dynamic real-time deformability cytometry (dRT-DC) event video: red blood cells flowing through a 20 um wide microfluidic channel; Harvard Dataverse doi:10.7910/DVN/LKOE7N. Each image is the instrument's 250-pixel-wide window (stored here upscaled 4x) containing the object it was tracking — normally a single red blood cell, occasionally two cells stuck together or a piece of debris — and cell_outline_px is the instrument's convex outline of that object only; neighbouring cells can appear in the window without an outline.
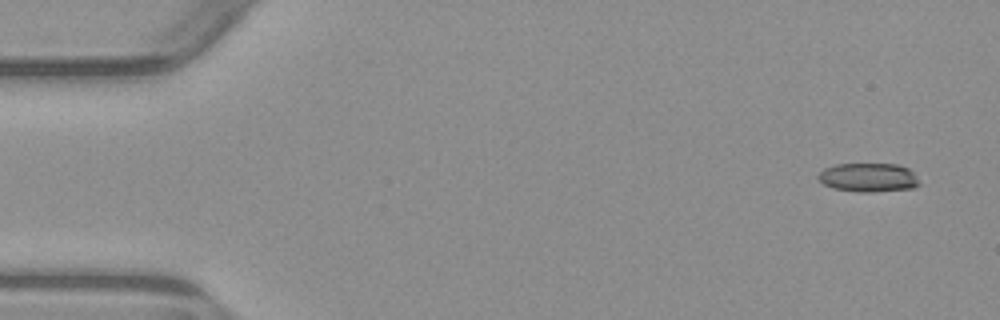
{"species": "common noctule bat (a hibernating species)", "species_latin": "Nyctalus noctula", "temperature_condition": "warm", "stored_images_in_passage": 5, "camera_frame_rate_fps": 3000, "um_per_image_px": 0.085, "animal": {"sex": "male", "body_mass_g": 23.1, "forearm_length_mm": 52.7}, "frame": {"image": 1, "passage_image": 1, "time_ms": 0.0, "image_size_px": [1000, 320], "cell_outline_px": [[920, 184], [912, 188], [872, 192], [860, 192], [832, 188], [824, 184], [816, 176], [824, 168], [836, 164], [896, 164], [908, 168], [916, 176]], "centroid_in_image_um": [73.8, 15.08], "position_along_channel_um": 11.2, "area_um2": 16.94}}
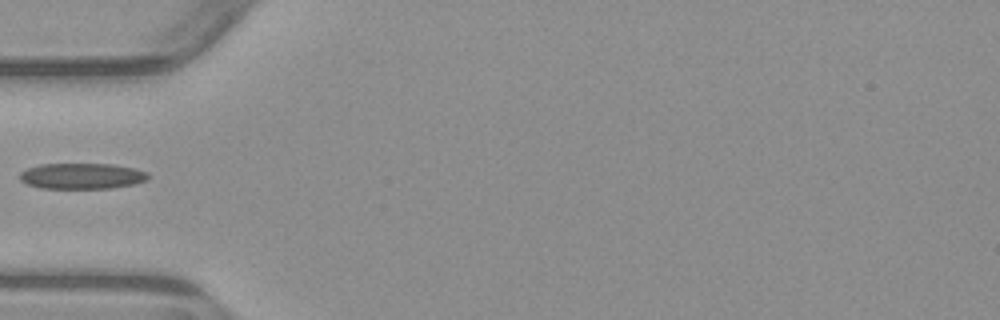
{"frame": {"image": 2, "passage_image": 4, "time_ms": 5.0, "image_size_px": [1000, 320], "cell_outline_px": [[148, 176], [144, 180], [132, 184], [108, 188], [40, 188], [28, 184], [20, 180], [20, 172], [28, 168], [40, 164], [112, 164], [136, 168], [148, 172]], "centroid_in_image_um": [6.94, 14.95], "position_along_channel_um": 78.1, "area_um2": 19.13}}
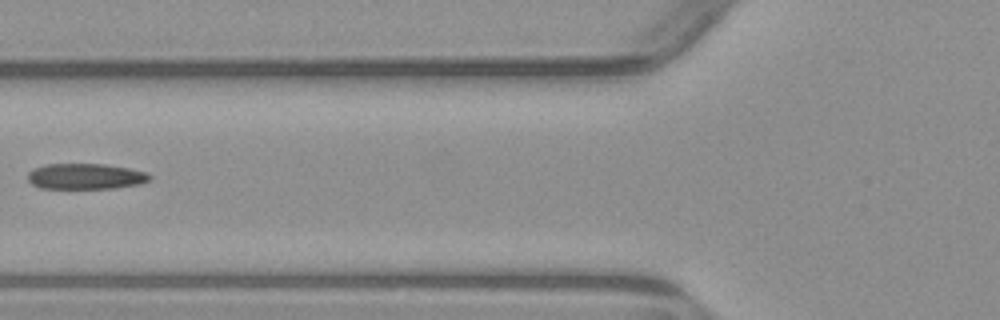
{"frame": {"image": 3, "passage_image": 5, "time_ms": 6.0, "image_size_px": [1000, 320], "cell_outline_px": [[152, 176], [148, 180], [136, 184], [112, 188], [40, 188], [32, 184], [28, 180], [28, 172], [32, 168], [44, 164], [104, 164], [128, 168], [148, 172]], "centroid_in_image_um": [7.22, 14.98], "position_along_channel_um": 118.6, "area_um2": 18.21}}